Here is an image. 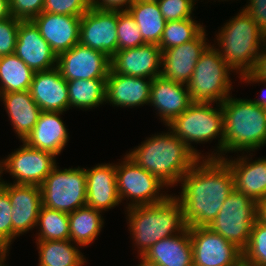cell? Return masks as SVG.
<instances>
[{
    "label": "cell",
    "mask_w": 266,
    "mask_h": 266,
    "mask_svg": "<svg viewBox=\"0 0 266 266\" xmlns=\"http://www.w3.org/2000/svg\"><path fill=\"white\" fill-rule=\"evenodd\" d=\"M179 184L181 192L173 196L182 206L187 227L208 226L234 190L231 169L221 158H200Z\"/></svg>",
    "instance_id": "1"
},
{
    "label": "cell",
    "mask_w": 266,
    "mask_h": 266,
    "mask_svg": "<svg viewBox=\"0 0 266 266\" xmlns=\"http://www.w3.org/2000/svg\"><path fill=\"white\" fill-rule=\"evenodd\" d=\"M126 154L169 188L177 186L200 159L169 128L168 132L152 134Z\"/></svg>",
    "instance_id": "2"
},
{
    "label": "cell",
    "mask_w": 266,
    "mask_h": 266,
    "mask_svg": "<svg viewBox=\"0 0 266 266\" xmlns=\"http://www.w3.org/2000/svg\"><path fill=\"white\" fill-rule=\"evenodd\" d=\"M125 212L128 231L138 256H143L157 241L179 234L187 228L182 206L173 194L161 203L133 206Z\"/></svg>",
    "instance_id": "3"
},
{
    "label": "cell",
    "mask_w": 266,
    "mask_h": 266,
    "mask_svg": "<svg viewBox=\"0 0 266 266\" xmlns=\"http://www.w3.org/2000/svg\"><path fill=\"white\" fill-rule=\"evenodd\" d=\"M224 139L223 158L226 153L255 152L266 145V111L251 99L230 95L222 103Z\"/></svg>",
    "instance_id": "4"
},
{
    "label": "cell",
    "mask_w": 266,
    "mask_h": 266,
    "mask_svg": "<svg viewBox=\"0 0 266 266\" xmlns=\"http://www.w3.org/2000/svg\"><path fill=\"white\" fill-rule=\"evenodd\" d=\"M221 29V30H220ZM215 34L218 48L224 61L236 72L242 75L251 72L266 43V36L258 28L252 17L243 9L225 22Z\"/></svg>",
    "instance_id": "5"
},
{
    "label": "cell",
    "mask_w": 266,
    "mask_h": 266,
    "mask_svg": "<svg viewBox=\"0 0 266 266\" xmlns=\"http://www.w3.org/2000/svg\"><path fill=\"white\" fill-rule=\"evenodd\" d=\"M192 103L182 114L176 117L168 127L199 158H223L224 123L220 103ZM217 149L205 156L192 143L212 142L217 139Z\"/></svg>",
    "instance_id": "6"
},
{
    "label": "cell",
    "mask_w": 266,
    "mask_h": 266,
    "mask_svg": "<svg viewBox=\"0 0 266 266\" xmlns=\"http://www.w3.org/2000/svg\"><path fill=\"white\" fill-rule=\"evenodd\" d=\"M230 72L235 73L221 57L215 45H210L197 61L187 83L192 103L221 104L232 93Z\"/></svg>",
    "instance_id": "7"
},
{
    "label": "cell",
    "mask_w": 266,
    "mask_h": 266,
    "mask_svg": "<svg viewBox=\"0 0 266 266\" xmlns=\"http://www.w3.org/2000/svg\"><path fill=\"white\" fill-rule=\"evenodd\" d=\"M115 167L119 199L121 203L129 200V203H126V209L139 205L158 204L171 195L165 192V188L168 189L166 184L138 166L127 154L124 155L121 163L115 164ZM163 189L164 191H161Z\"/></svg>",
    "instance_id": "8"
},
{
    "label": "cell",
    "mask_w": 266,
    "mask_h": 266,
    "mask_svg": "<svg viewBox=\"0 0 266 266\" xmlns=\"http://www.w3.org/2000/svg\"><path fill=\"white\" fill-rule=\"evenodd\" d=\"M40 188L43 206L69 214L86 206L85 167L59 169L56 164Z\"/></svg>",
    "instance_id": "9"
},
{
    "label": "cell",
    "mask_w": 266,
    "mask_h": 266,
    "mask_svg": "<svg viewBox=\"0 0 266 266\" xmlns=\"http://www.w3.org/2000/svg\"><path fill=\"white\" fill-rule=\"evenodd\" d=\"M255 221L256 201L234 189L208 227L243 251Z\"/></svg>",
    "instance_id": "10"
},
{
    "label": "cell",
    "mask_w": 266,
    "mask_h": 266,
    "mask_svg": "<svg viewBox=\"0 0 266 266\" xmlns=\"http://www.w3.org/2000/svg\"><path fill=\"white\" fill-rule=\"evenodd\" d=\"M23 144L0 160V176L4 171L15 180L13 184L38 185L51 173L56 163V156Z\"/></svg>",
    "instance_id": "11"
},
{
    "label": "cell",
    "mask_w": 266,
    "mask_h": 266,
    "mask_svg": "<svg viewBox=\"0 0 266 266\" xmlns=\"http://www.w3.org/2000/svg\"><path fill=\"white\" fill-rule=\"evenodd\" d=\"M193 266H243V251L208 226L188 227Z\"/></svg>",
    "instance_id": "12"
},
{
    "label": "cell",
    "mask_w": 266,
    "mask_h": 266,
    "mask_svg": "<svg viewBox=\"0 0 266 266\" xmlns=\"http://www.w3.org/2000/svg\"><path fill=\"white\" fill-rule=\"evenodd\" d=\"M118 10L91 7L80 20L79 43L112 58L118 51Z\"/></svg>",
    "instance_id": "13"
},
{
    "label": "cell",
    "mask_w": 266,
    "mask_h": 266,
    "mask_svg": "<svg viewBox=\"0 0 266 266\" xmlns=\"http://www.w3.org/2000/svg\"><path fill=\"white\" fill-rule=\"evenodd\" d=\"M57 68L66 81L107 79L111 58L101 51L77 43L58 55Z\"/></svg>",
    "instance_id": "14"
},
{
    "label": "cell",
    "mask_w": 266,
    "mask_h": 266,
    "mask_svg": "<svg viewBox=\"0 0 266 266\" xmlns=\"http://www.w3.org/2000/svg\"><path fill=\"white\" fill-rule=\"evenodd\" d=\"M0 186L8 193L11 203L12 243L16 237L36 228L42 206L41 188L38 185L13 184L0 176Z\"/></svg>",
    "instance_id": "15"
},
{
    "label": "cell",
    "mask_w": 266,
    "mask_h": 266,
    "mask_svg": "<svg viewBox=\"0 0 266 266\" xmlns=\"http://www.w3.org/2000/svg\"><path fill=\"white\" fill-rule=\"evenodd\" d=\"M14 54L34 72L57 67L58 56L41 36L32 20L20 21Z\"/></svg>",
    "instance_id": "16"
},
{
    "label": "cell",
    "mask_w": 266,
    "mask_h": 266,
    "mask_svg": "<svg viewBox=\"0 0 266 266\" xmlns=\"http://www.w3.org/2000/svg\"><path fill=\"white\" fill-rule=\"evenodd\" d=\"M206 29L194 40L162 51L161 75L173 82L187 85L201 55L211 45Z\"/></svg>",
    "instance_id": "17"
},
{
    "label": "cell",
    "mask_w": 266,
    "mask_h": 266,
    "mask_svg": "<svg viewBox=\"0 0 266 266\" xmlns=\"http://www.w3.org/2000/svg\"><path fill=\"white\" fill-rule=\"evenodd\" d=\"M161 69L162 50L156 44L119 50L111 58V70L121 75L154 79Z\"/></svg>",
    "instance_id": "18"
},
{
    "label": "cell",
    "mask_w": 266,
    "mask_h": 266,
    "mask_svg": "<svg viewBox=\"0 0 266 266\" xmlns=\"http://www.w3.org/2000/svg\"><path fill=\"white\" fill-rule=\"evenodd\" d=\"M191 104L187 85L173 82L162 75L152 80L149 106L154 107L165 127Z\"/></svg>",
    "instance_id": "19"
},
{
    "label": "cell",
    "mask_w": 266,
    "mask_h": 266,
    "mask_svg": "<svg viewBox=\"0 0 266 266\" xmlns=\"http://www.w3.org/2000/svg\"><path fill=\"white\" fill-rule=\"evenodd\" d=\"M246 153L245 155L242 152V155H237L235 159L228 158V155L222 159L231 169L234 189L251 197L254 201H258L266 198V158L262 157L253 160V153Z\"/></svg>",
    "instance_id": "20"
},
{
    "label": "cell",
    "mask_w": 266,
    "mask_h": 266,
    "mask_svg": "<svg viewBox=\"0 0 266 266\" xmlns=\"http://www.w3.org/2000/svg\"><path fill=\"white\" fill-rule=\"evenodd\" d=\"M86 206L104 211L121 204L117 192L115 163H101L85 168Z\"/></svg>",
    "instance_id": "21"
},
{
    "label": "cell",
    "mask_w": 266,
    "mask_h": 266,
    "mask_svg": "<svg viewBox=\"0 0 266 266\" xmlns=\"http://www.w3.org/2000/svg\"><path fill=\"white\" fill-rule=\"evenodd\" d=\"M81 17L41 12L32 21L58 56L79 43Z\"/></svg>",
    "instance_id": "22"
},
{
    "label": "cell",
    "mask_w": 266,
    "mask_h": 266,
    "mask_svg": "<svg viewBox=\"0 0 266 266\" xmlns=\"http://www.w3.org/2000/svg\"><path fill=\"white\" fill-rule=\"evenodd\" d=\"M152 80L117 74L110 69L106 79L105 104L121 108L149 105Z\"/></svg>",
    "instance_id": "23"
},
{
    "label": "cell",
    "mask_w": 266,
    "mask_h": 266,
    "mask_svg": "<svg viewBox=\"0 0 266 266\" xmlns=\"http://www.w3.org/2000/svg\"><path fill=\"white\" fill-rule=\"evenodd\" d=\"M29 92L41 111L64 113L69 110L67 81L57 67L35 72Z\"/></svg>",
    "instance_id": "24"
},
{
    "label": "cell",
    "mask_w": 266,
    "mask_h": 266,
    "mask_svg": "<svg viewBox=\"0 0 266 266\" xmlns=\"http://www.w3.org/2000/svg\"><path fill=\"white\" fill-rule=\"evenodd\" d=\"M61 115L63 112L42 111L34 128L23 141L32 148L47 151L54 156L61 154L69 141L68 129Z\"/></svg>",
    "instance_id": "25"
},
{
    "label": "cell",
    "mask_w": 266,
    "mask_h": 266,
    "mask_svg": "<svg viewBox=\"0 0 266 266\" xmlns=\"http://www.w3.org/2000/svg\"><path fill=\"white\" fill-rule=\"evenodd\" d=\"M10 125L17 137L23 141L34 128L42 112L29 90L0 94Z\"/></svg>",
    "instance_id": "26"
},
{
    "label": "cell",
    "mask_w": 266,
    "mask_h": 266,
    "mask_svg": "<svg viewBox=\"0 0 266 266\" xmlns=\"http://www.w3.org/2000/svg\"><path fill=\"white\" fill-rule=\"evenodd\" d=\"M143 256L158 266H193L188 227L179 234L157 241Z\"/></svg>",
    "instance_id": "27"
},
{
    "label": "cell",
    "mask_w": 266,
    "mask_h": 266,
    "mask_svg": "<svg viewBox=\"0 0 266 266\" xmlns=\"http://www.w3.org/2000/svg\"><path fill=\"white\" fill-rule=\"evenodd\" d=\"M102 211L84 206L68 214L70 235L69 239L80 247H87L97 240L104 218Z\"/></svg>",
    "instance_id": "28"
},
{
    "label": "cell",
    "mask_w": 266,
    "mask_h": 266,
    "mask_svg": "<svg viewBox=\"0 0 266 266\" xmlns=\"http://www.w3.org/2000/svg\"><path fill=\"white\" fill-rule=\"evenodd\" d=\"M38 266H83L86 258L80 246L69 240H36Z\"/></svg>",
    "instance_id": "29"
},
{
    "label": "cell",
    "mask_w": 266,
    "mask_h": 266,
    "mask_svg": "<svg viewBox=\"0 0 266 266\" xmlns=\"http://www.w3.org/2000/svg\"><path fill=\"white\" fill-rule=\"evenodd\" d=\"M127 11L134 18L144 42L159 45L166 20L157 1H135Z\"/></svg>",
    "instance_id": "30"
},
{
    "label": "cell",
    "mask_w": 266,
    "mask_h": 266,
    "mask_svg": "<svg viewBox=\"0 0 266 266\" xmlns=\"http://www.w3.org/2000/svg\"><path fill=\"white\" fill-rule=\"evenodd\" d=\"M69 109H95L105 103L106 79H76L67 81Z\"/></svg>",
    "instance_id": "31"
},
{
    "label": "cell",
    "mask_w": 266,
    "mask_h": 266,
    "mask_svg": "<svg viewBox=\"0 0 266 266\" xmlns=\"http://www.w3.org/2000/svg\"><path fill=\"white\" fill-rule=\"evenodd\" d=\"M34 73L17 55L0 56V94L29 90Z\"/></svg>",
    "instance_id": "32"
},
{
    "label": "cell",
    "mask_w": 266,
    "mask_h": 266,
    "mask_svg": "<svg viewBox=\"0 0 266 266\" xmlns=\"http://www.w3.org/2000/svg\"><path fill=\"white\" fill-rule=\"evenodd\" d=\"M36 240H69L70 228L68 214L41 206L37 225Z\"/></svg>",
    "instance_id": "33"
},
{
    "label": "cell",
    "mask_w": 266,
    "mask_h": 266,
    "mask_svg": "<svg viewBox=\"0 0 266 266\" xmlns=\"http://www.w3.org/2000/svg\"><path fill=\"white\" fill-rule=\"evenodd\" d=\"M205 27L194 18L168 21L165 24L158 46L162 51H165L194 40L205 30Z\"/></svg>",
    "instance_id": "34"
},
{
    "label": "cell",
    "mask_w": 266,
    "mask_h": 266,
    "mask_svg": "<svg viewBox=\"0 0 266 266\" xmlns=\"http://www.w3.org/2000/svg\"><path fill=\"white\" fill-rule=\"evenodd\" d=\"M243 266H266V224L255 221L247 247L243 250Z\"/></svg>",
    "instance_id": "35"
},
{
    "label": "cell",
    "mask_w": 266,
    "mask_h": 266,
    "mask_svg": "<svg viewBox=\"0 0 266 266\" xmlns=\"http://www.w3.org/2000/svg\"><path fill=\"white\" fill-rule=\"evenodd\" d=\"M118 51L146 44L134 18L127 10H118Z\"/></svg>",
    "instance_id": "36"
},
{
    "label": "cell",
    "mask_w": 266,
    "mask_h": 266,
    "mask_svg": "<svg viewBox=\"0 0 266 266\" xmlns=\"http://www.w3.org/2000/svg\"><path fill=\"white\" fill-rule=\"evenodd\" d=\"M11 208L8 193L0 186V254L5 259L12 244Z\"/></svg>",
    "instance_id": "37"
},
{
    "label": "cell",
    "mask_w": 266,
    "mask_h": 266,
    "mask_svg": "<svg viewBox=\"0 0 266 266\" xmlns=\"http://www.w3.org/2000/svg\"><path fill=\"white\" fill-rule=\"evenodd\" d=\"M199 0H157L160 11L166 20H183L194 18L193 11Z\"/></svg>",
    "instance_id": "38"
},
{
    "label": "cell",
    "mask_w": 266,
    "mask_h": 266,
    "mask_svg": "<svg viewBox=\"0 0 266 266\" xmlns=\"http://www.w3.org/2000/svg\"><path fill=\"white\" fill-rule=\"evenodd\" d=\"M91 8V0H44L43 12L82 16Z\"/></svg>",
    "instance_id": "39"
},
{
    "label": "cell",
    "mask_w": 266,
    "mask_h": 266,
    "mask_svg": "<svg viewBox=\"0 0 266 266\" xmlns=\"http://www.w3.org/2000/svg\"><path fill=\"white\" fill-rule=\"evenodd\" d=\"M20 21L13 16L0 21V56L14 54Z\"/></svg>",
    "instance_id": "40"
},
{
    "label": "cell",
    "mask_w": 266,
    "mask_h": 266,
    "mask_svg": "<svg viewBox=\"0 0 266 266\" xmlns=\"http://www.w3.org/2000/svg\"><path fill=\"white\" fill-rule=\"evenodd\" d=\"M11 15L20 20H32L43 12L44 0H9Z\"/></svg>",
    "instance_id": "41"
},
{
    "label": "cell",
    "mask_w": 266,
    "mask_h": 266,
    "mask_svg": "<svg viewBox=\"0 0 266 266\" xmlns=\"http://www.w3.org/2000/svg\"><path fill=\"white\" fill-rule=\"evenodd\" d=\"M247 3L242 9L266 36V0H247Z\"/></svg>",
    "instance_id": "42"
},
{
    "label": "cell",
    "mask_w": 266,
    "mask_h": 266,
    "mask_svg": "<svg viewBox=\"0 0 266 266\" xmlns=\"http://www.w3.org/2000/svg\"><path fill=\"white\" fill-rule=\"evenodd\" d=\"M134 0H91V7L100 10H127Z\"/></svg>",
    "instance_id": "43"
},
{
    "label": "cell",
    "mask_w": 266,
    "mask_h": 266,
    "mask_svg": "<svg viewBox=\"0 0 266 266\" xmlns=\"http://www.w3.org/2000/svg\"><path fill=\"white\" fill-rule=\"evenodd\" d=\"M241 81L248 83V84H252V83H262L264 85V87H266V82H263L261 80H259L258 78H256L251 72H247L242 74L241 76L238 77ZM266 88L261 92V96L260 98L256 99L254 98L253 100H251L253 103H255L256 105H259L261 107L264 108V110L266 111Z\"/></svg>",
    "instance_id": "44"
},
{
    "label": "cell",
    "mask_w": 266,
    "mask_h": 266,
    "mask_svg": "<svg viewBox=\"0 0 266 266\" xmlns=\"http://www.w3.org/2000/svg\"><path fill=\"white\" fill-rule=\"evenodd\" d=\"M251 73L259 80L266 82V43L257 56L255 67Z\"/></svg>",
    "instance_id": "45"
},
{
    "label": "cell",
    "mask_w": 266,
    "mask_h": 266,
    "mask_svg": "<svg viewBox=\"0 0 266 266\" xmlns=\"http://www.w3.org/2000/svg\"><path fill=\"white\" fill-rule=\"evenodd\" d=\"M256 221L266 224V198L256 201Z\"/></svg>",
    "instance_id": "46"
},
{
    "label": "cell",
    "mask_w": 266,
    "mask_h": 266,
    "mask_svg": "<svg viewBox=\"0 0 266 266\" xmlns=\"http://www.w3.org/2000/svg\"><path fill=\"white\" fill-rule=\"evenodd\" d=\"M11 16L9 0H0V21Z\"/></svg>",
    "instance_id": "47"
},
{
    "label": "cell",
    "mask_w": 266,
    "mask_h": 266,
    "mask_svg": "<svg viewBox=\"0 0 266 266\" xmlns=\"http://www.w3.org/2000/svg\"><path fill=\"white\" fill-rule=\"evenodd\" d=\"M139 257L140 258L138 259L141 262H139L140 264H138L137 266H158L156 263L147 260L144 256H139Z\"/></svg>",
    "instance_id": "48"
},
{
    "label": "cell",
    "mask_w": 266,
    "mask_h": 266,
    "mask_svg": "<svg viewBox=\"0 0 266 266\" xmlns=\"http://www.w3.org/2000/svg\"><path fill=\"white\" fill-rule=\"evenodd\" d=\"M6 261V259L0 254V263Z\"/></svg>",
    "instance_id": "49"
},
{
    "label": "cell",
    "mask_w": 266,
    "mask_h": 266,
    "mask_svg": "<svg viewBox=\"0 0 266 266\" xmlns=\"http://www.w3.org/2000/svg\"><path fill=\"white\" fill-rule=\"evenodd\" d=\"M135 1H157V0H134Z\"/></svg>",
    "instance_id": "50"
},
{
    "label": "cell",
    "mask_w": 266,
    "mask_h": 266,
    "mask_svg": "<svg viewBox=\"0 0 266 266\" xmlns=\"http://www.w3.org/2000/svg\"><path fill=\"white\" fill-rule=\"evenodd\" d=\"M6 263H5V261L4 262H2V263H0V266H8L7 264L5 265Z\"/></svg>",
    "instance_id": "51"
},
{
    "label": "cell",
    "mask_w": 266,
    "mask_h": 266,
    "mask_svg": "<svg viewBox=\"0 0 266 266\" xmlns=\"http://www.w3.org/2000/svg\"><path fill=\"white\" fill-rule=\"evenodd\" d=\"M219 1H220V0H218V2H219ZM221 1H223V2H224V1H228V0H221ZM229 1H230V0H229ZM231 1H232V0H231ZM237 1H238V0H237ZM214 2H216V1L214 0Z\"/></svg>",
    "instance_id": "52"
}]
</instances>
